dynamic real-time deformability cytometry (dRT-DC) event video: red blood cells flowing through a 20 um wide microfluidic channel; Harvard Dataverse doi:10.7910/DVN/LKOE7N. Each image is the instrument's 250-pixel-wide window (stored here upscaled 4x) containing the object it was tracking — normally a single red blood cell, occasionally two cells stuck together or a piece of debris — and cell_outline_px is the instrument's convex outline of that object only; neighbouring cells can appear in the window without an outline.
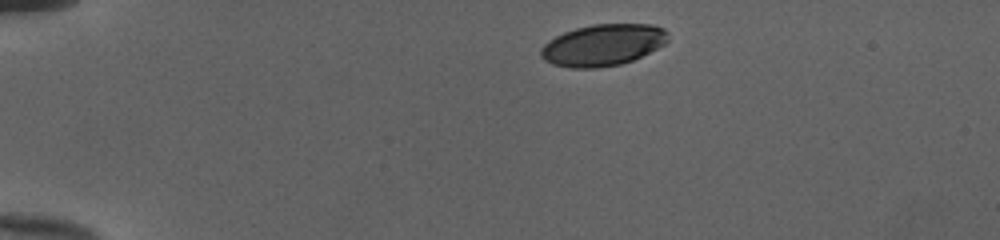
{"species": "human", "species_latin": "Homo sapiens", "temperature_condition": "cold", "stored_images_in_passage": 38, "camera_frame_rate_fps": 3000, "um_per_image_px": 0.085, "donor": {"sex": "female"}, "frame": {"image": 1, "passage_image": 1, "time_ms": 0.0, "image_size_px": [1000, 240], "cell_outline_px": [[668, 40], [664, 44], [632, 60], [620, 64], [596, 68], [572, 68], [552, 64], [544, 60], [540, 56], [540, 48], [548, 40], [564, 32], [576, 28], [592, 24], [652, 24], [664, 28], [668, 32]], "centroid_in_image_um": [51.22, 3.82], "position_along_channel_um": 33.8, "area_um2": 30.81}}
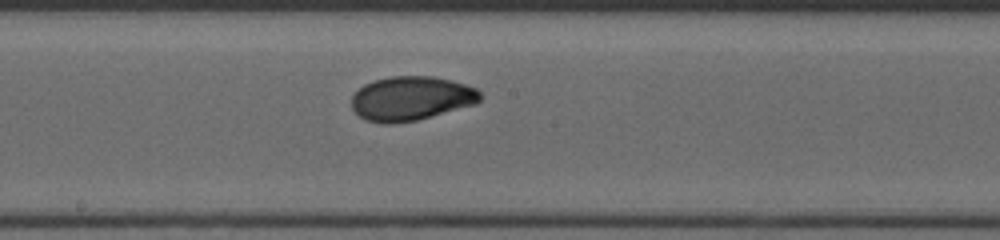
{"frame": {"image": 2, "passage_image": 20, "time_ms": 6.333, "image_size_px": [1000, 240], "cell_outline_px": [[480, 100], [476, 104], [416, 120], [392, 124], [384, 124], [364, 120], [352, 108], [352, 96], [364, 84], [372, 80], [392, 76], [432, 76], [452, 80], [476, 88], [480, 92]], "centroid_in_image_um": [34.93, 8.36], "position_along_channel_um": 213.3, "area_um2": 33.12}}
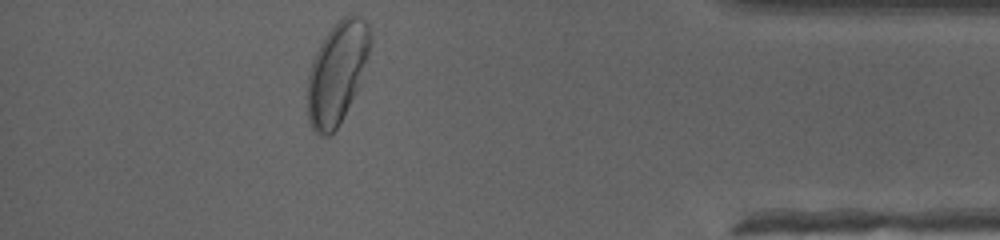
{"frame": {"image": 3, "passage_image": 37, "time_ms": 12.0, "image_size_px": [1000, 240], "cell_outline_px": [[372, 40], [368, 56], [360, 84], [340, 124], [328, 136], [320, 136], [312, 128], [308, 120], [308, 72], [312, 60], [320, 44], [328, 32], [344, 16], [360, 16], [368, 24]], "centroid_in_image_um": [28.66, 6.21], "position_along_channel_um": 406.5, "area_um2": 36.99}, "authors_computed_cell_mechanics": {"area_um2": 32.7148, "velocity_mm_per_s": 4.0023, "shape_relaxation_time_tau1_ms": 3.838, "shape_relaxation_time_tau2_ms": 1.1561, "deformation_change_tau1": 0.1562, "deformation_change_tau2": 0.0434}}